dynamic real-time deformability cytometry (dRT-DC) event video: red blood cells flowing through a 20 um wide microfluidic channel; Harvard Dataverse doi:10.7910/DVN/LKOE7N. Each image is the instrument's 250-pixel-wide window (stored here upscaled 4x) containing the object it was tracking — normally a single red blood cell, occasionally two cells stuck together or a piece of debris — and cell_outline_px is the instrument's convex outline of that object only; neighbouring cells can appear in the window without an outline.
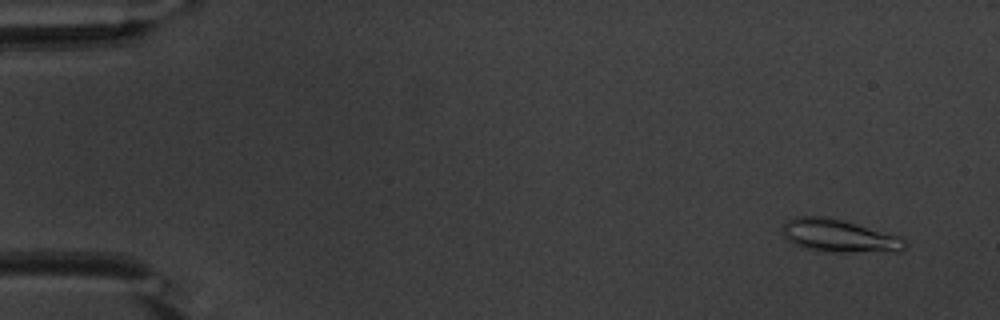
{"species": "common noctule bat (a hibernating species)", "species_latin": "Nyctalus noctula", "temperature_condition": "warm", "stored_images_in_passage": 54, "camera_frame_rate_fps": 3000, "um_per_image_px": 0.085, "animal": {"sex": "male", "body_mass_g": 20.1, "forearm_length_mm": 53.5}, "frame": {"image": 1, "passage_image": 4, "time_ms": 1.0, "image_size_px": [1000, 320], "cell_outline_px": [[908, 244], [900, 252], [836, 252], [804, 248], [792, 244], [784, 236], [780, 228], [788, 220], [800, 216], [824, 216], [904, 236]], "centroid_in_image_um": [71.38, 20.06], "position_along_channel_um": 13.6, "area_um2": 23.7}}
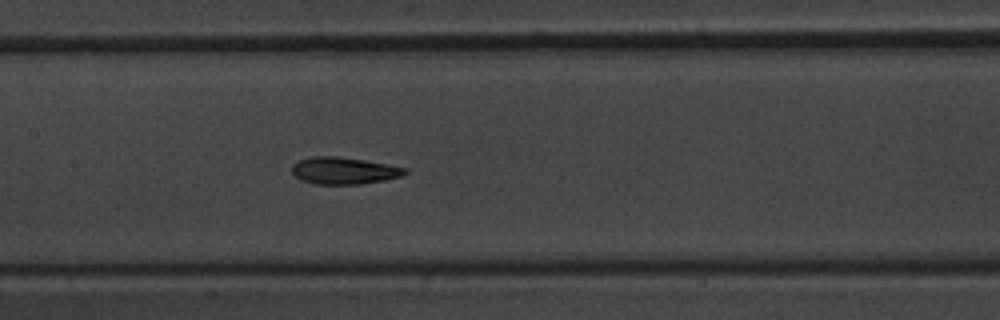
{"frame": {"image": 2, "passage_image": 27, "time_ms": 8.667, "image_size_px": [1000, 320], "cell_outline_px": [[408, 172], [400, 176], [384, 180], [360, 184], [316, 184], [300, 180], [292, 172], [292, 164], [300, 160], [316, 156], [336, 156], [364, 160], [388, 164], [408, 168]], "centroid_in_image_um": [29.24, 14.51], "position_along_channel_um": 178.2, "area_um2": 17.69}}
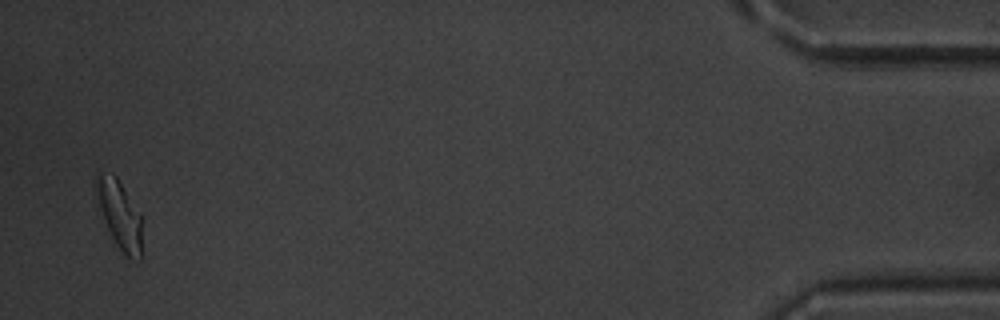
{"frame": {"image": 3, "passage_image": 53, "time_ms": 17.333, "image_size_px": [1000, 320], "cell_outline_px": [[144, 216], [140, 260], [128, 256], [116, 244], [104, 220], [100, 208], [96, 184], [96, 172], [112, 172], [116, 176]], "centroid_in_image_um": [10.23, 18.2], "position_along_channel_um": 425.0, "area_um2": 18.32}, "authors_computed_cell_mechanics": {"area_um2": 18.0625, "velocity_mm_per_s": 3.7796, "shape_relaxation_time_tau1_ms": 8.3664, "shape_relaxation_time_tau2_ms": 2.9752, "deformation_change_tau1": 0.2151, "deformation_change_tau2": 0.0997}}